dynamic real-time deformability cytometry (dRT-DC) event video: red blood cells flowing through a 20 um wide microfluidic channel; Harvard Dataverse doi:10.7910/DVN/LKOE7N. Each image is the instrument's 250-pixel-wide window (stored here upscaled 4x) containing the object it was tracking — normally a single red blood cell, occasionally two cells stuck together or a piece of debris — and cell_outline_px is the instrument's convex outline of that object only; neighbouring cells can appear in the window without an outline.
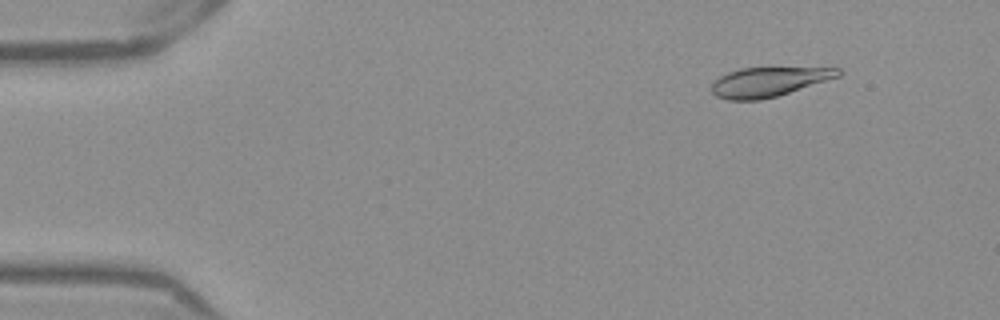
{"species": "Egyptian fruit bat (a non-hibernating species)", "species_latin": "Rousettus aegyptiacus", "temperature_condition": "warm", "stored_images_in_passage": 52, "camera_frame_rate_fps": 3000, "um_per_image_px": 0.085, "frame": {"image": 1, "passage_image": 6, "time_ms": 1.667, "image_size_px": [1000, 320], "cell_outline_px": [[844, 72], [840, 76], [776, 96], [760, 100], [728, 100], [716, 96], [712, 92], [712, 84], [720, 76], [728, 72], [740, 68], [768, 64], [840, 68]], "centroid_in_image_um": [65.4, 6.87], "position_along_channel_um": 19.6, "area_um2": 22.89}}
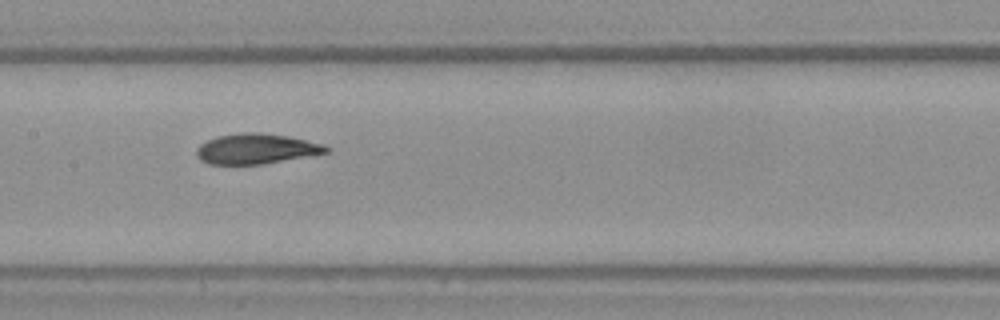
{"frame": {"image": 2, "passage_image": 26, "time_ms": 8.333, "image_size_px": [1000, 320], "cell_outline_px": [[332, 148], [328, 152], [260, 164], [208, 164], [200, 160], [196, 156], [196, 148], [200, 144], [216, 136], [244, 132], [256, 132], [288, 136], [324, 144]], "centroid_in_image_um": [21.74, 12.64], "position_along_channel_um": 185.7, "area_um2": 22.72}}
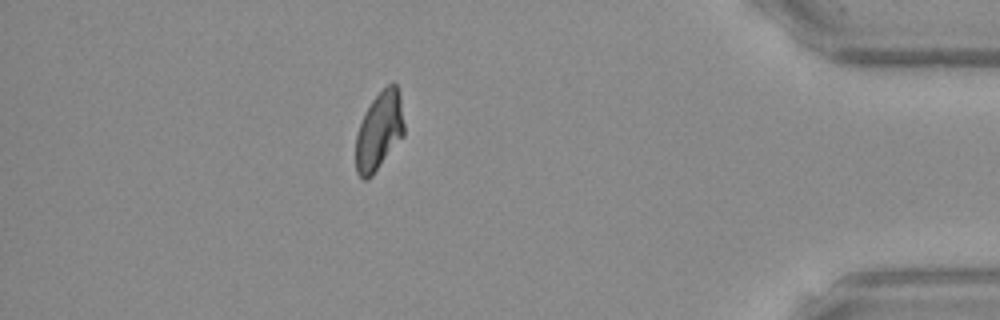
{"frame": {"image": 3, "passage_image": 46, "time_ms": 15.0, "image_size_px": [1000, 320], "cell_outline_px": [[404, 136], [372, 176], [364, 180], [356, 172], [356, 136], [360, 124], [372, 100], [392, 80], [396, 84], [400, 92], [404, 124]], "centroid_in_image_um": [32.26, 11.13], "position_along_channel_um": 402.9, "area_um2": 22.02}, "authors_computed_cell_mechanics": {"area_um2": 22.6576, "velocity_mm_per_s": 3.9049, "shape_relaxation_time_tau1_ms": 8.0511, "shape_relaxation_time_tau2_ms": 1.6798, "deformation_change_tau1": 0.2152, "deformation_change_tau2": 0.0521}}